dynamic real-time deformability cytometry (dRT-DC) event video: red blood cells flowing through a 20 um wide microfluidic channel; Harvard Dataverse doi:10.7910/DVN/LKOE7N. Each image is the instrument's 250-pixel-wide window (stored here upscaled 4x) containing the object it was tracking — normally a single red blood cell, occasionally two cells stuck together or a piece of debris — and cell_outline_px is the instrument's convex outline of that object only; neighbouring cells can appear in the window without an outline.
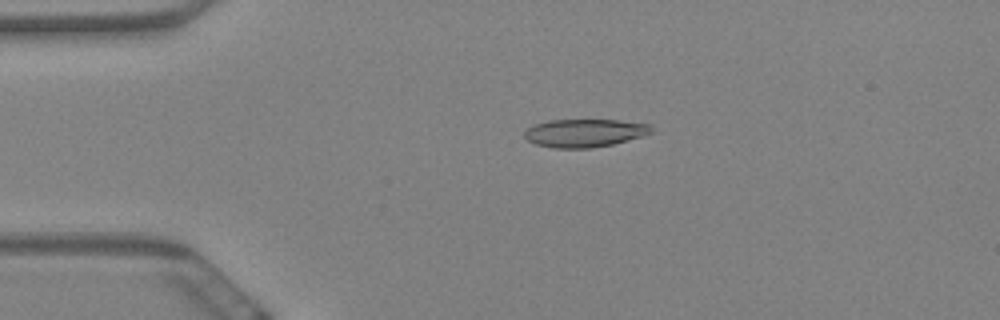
{"species": "Egyptian fruit bat (a non-hibernating species)", "species_latin": "Rousettus aegyptiacus", "temperature_condition": "warm", "stored_images_in_passage": 59, "camera_frame_rate_fps": 3000, "um_per_image_px": 0.085, "animal": {"sex": "female"}, "frame": {"image": 1, "passage_image": 13, "time_ms": 4.0, "image_size_px": [1000, 320], "cell_outline_px": [[652, 132], [640, 136], [612, 144], [592, 148], [552, 148], [536, 144], [528, 140], [524, 136], [524, 132], [532, 124], [548, 120], [620, 120], [648, 124], [652, 128]], "centroid_in_image_um": [49.63, 11.3], "position_along_channel_um": 35.4, "area_um2": 20.63}}
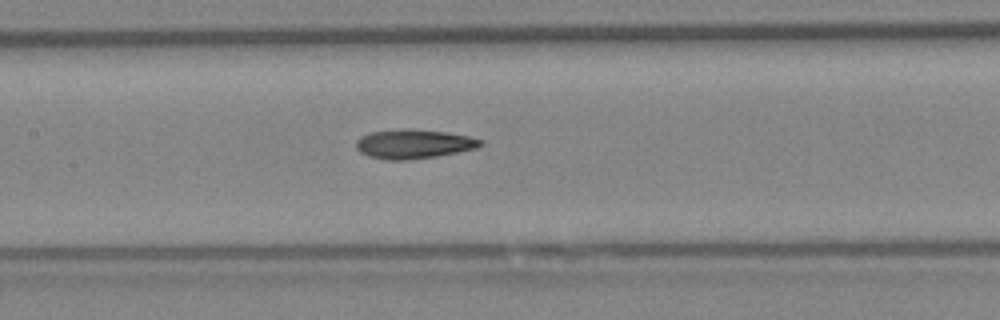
{"frame": {"image": 2, "passage_image": 28, "time_ms": 9.0, "image_size_px": [1000, 320], "cell_outline_px": [[484, 144], [476, 148], [436, 156], [408, 160], [388, 160], [368, 156], [360, 152], [356, 148], [356, 140], [360, 136], [372, 132], [412, 128], [444, 132], [468, 136], [484, 140]], "centroid_in_image_um": [35.15, 12.24], "position_along_channel_um": 172.2, "area_um2": 21.1}}
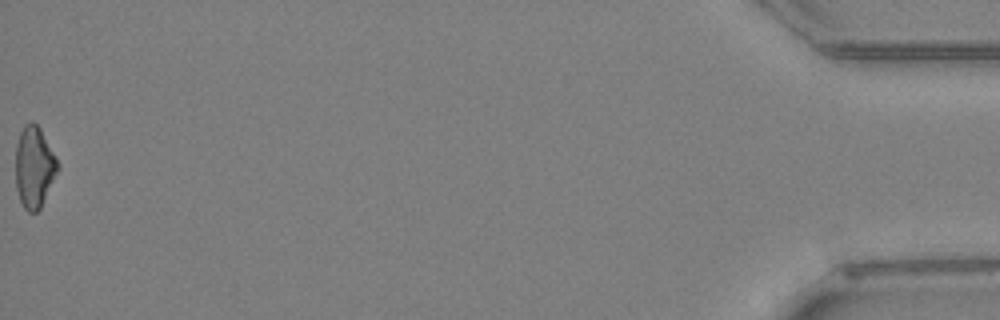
{"frame": {"image": 3, "passage_image": 59, "time_ms": 19.333, "image_size_px": [1000, 320], "cell_outline_px": [[60, 168], [40, 208], [36, 212], [28, 212], [24, 208], [20, 200], [16, 188], [16, 144], [20, 132], [24, 124], [32, 120], [40, 128], [56, 156], [60, 164]], "centroid_in_image_um": [2.92, 14.18], "position_along_channel_um": 432.3, "area_um2": 20.11}, "authors_computed_cell_mechanics": {"area_um2": 20.6346, "velocity_mm_per_s": 3.5087, "shape_relaxation_time_tau1_ms": null, "shape_relaxation_time_tau2_ms": 4.7, "deformation_change_tau1": null, "deformation_change_tau2": 0.1388}}